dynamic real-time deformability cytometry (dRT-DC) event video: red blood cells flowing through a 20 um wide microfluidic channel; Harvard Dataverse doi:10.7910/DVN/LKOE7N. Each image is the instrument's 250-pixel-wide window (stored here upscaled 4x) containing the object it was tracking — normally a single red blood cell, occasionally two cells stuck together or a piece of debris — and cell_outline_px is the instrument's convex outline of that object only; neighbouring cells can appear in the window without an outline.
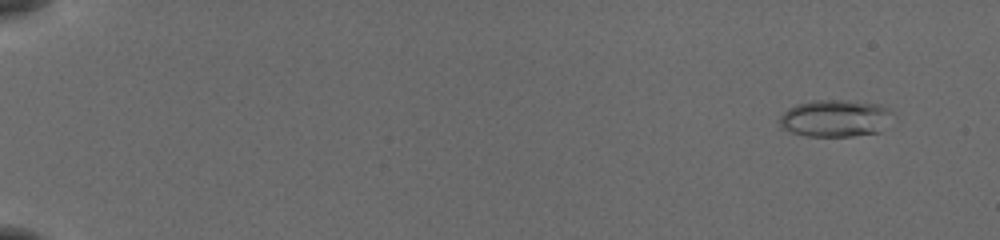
{"species": "common noctule bat (a hibernating species)", "species_latin": "Nyctalus noctula", "temperature_condition": "cold", "stored_images_in_passage": 56, "camera_frame_rate_fps": 3000, "um_per_image_px": 0.085, "animal": {"sex": "female", "body_mass_g": 19.5, "forearm_length_mm": 54.1}, "frame": {"image": 1, "passage_image": 5, "time_ms": 1.333, "image_size_px": [1000, 240], "cell_outline_px": [[892, 112], [880, 132], [852, 136], [804, 136], [780, 128], [780, 116], [788, 108], [796, 104], [812, 100], [840, 100], [880, 104]], "centroid_in_image_um": [70.93, 10.05], "position_along_channel_um": 14.1, "area_um2": 24.28}}
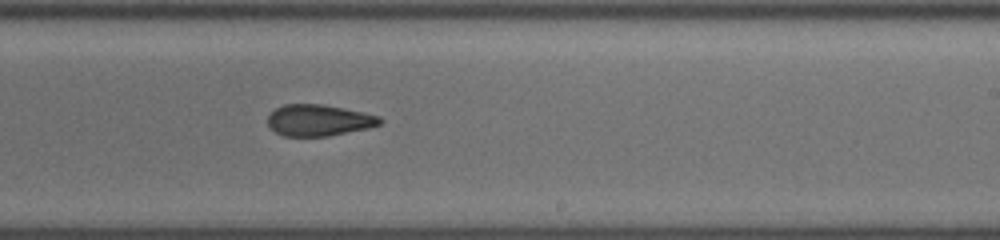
{"frame": {"image": 2, "passage_image": 37, "time_ms": 12.0, "image_size_px": [1000, 240], "cell_outline_px": [[384, 120], [380, 124], [368, 128], [328, 136], [284, 136], [276, 132], [268, 124], [268, 116], [276, 108], [284, 104], [324, 104], [344, 108], [380, 116]], "centroid_in_image_um": [27.11, 10.22], "position_along_channel_um": 261.9, "area_um2": 20.46}}
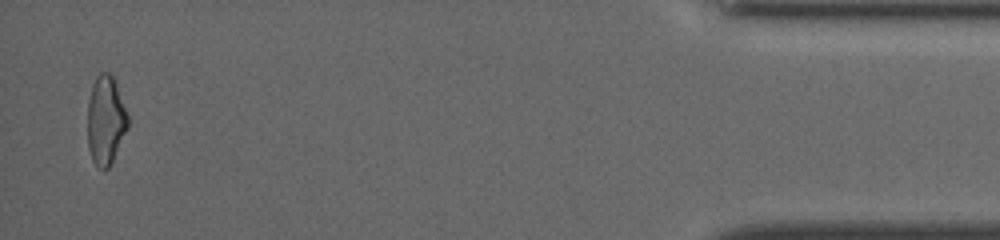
{"frame": {"image": 3, "passage_image": 55, "time_ms": 18.0, "image_size_px": [1000, 240], "cell_outline_px": [[128, 128], [108, 168], [104, 172], [96, 168], [92, 160], [88, 148], [88, 100], [92, 84], [96, 76], [100, 72], [108, 72], [112, 76], [116, 84], [128, 116]], "centroid_in_image_um": [8.96, 10.25], "position_along_channel_um": 426.2, "area_um2": 20.92}, "authors_computed_cell_mechanics": {"area_um2": 21.3571, "velocity_mm_per_s": 3.8962, "shape_relaxation_time_tau1_ms": null, "shape_relaxation_time_tau2_ms": 3.787, "deformation_change_tau1": null, "deformation_change_tau2": 0.1244}}